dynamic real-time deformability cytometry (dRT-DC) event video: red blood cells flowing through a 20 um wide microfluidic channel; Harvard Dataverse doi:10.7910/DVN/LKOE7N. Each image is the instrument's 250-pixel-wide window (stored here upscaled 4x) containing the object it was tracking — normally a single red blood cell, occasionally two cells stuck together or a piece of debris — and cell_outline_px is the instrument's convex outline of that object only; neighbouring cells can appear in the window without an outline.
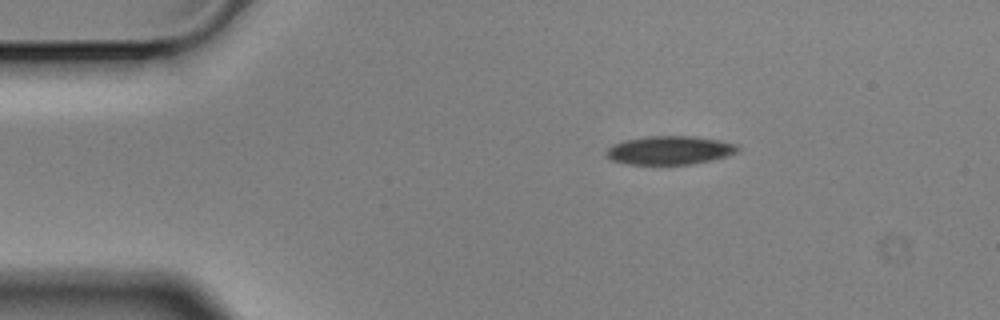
{"species": "Egyptian fruit bat (a non-hibernating species)", "species_latin": "Rousettus aegyptiacus", "temperature_condition": "cold", "stored_images_in_passage": 6, "camera_frame_rate_fps": 3000, "um_per_image_px": 0.085, "animal": {"sex": "male"}, "frame": {"image": 1, "passage_image": 1, "time_ms": 0.0, "image_size_px": [1000, 320], "cell_outline_px": [[740, 148], [736, 152], [728, 156], [712, 160], [692, 164], [628, 164], [612, 160], [604, 156], [604, 152], [612, 144], [624, 140], [648, 136], [692, 136], [720, 140], [736, 144]], "centroid_in_image_um": [56.9, 12.77], "position_along_channel_um": 28.1, "area_um2": 22.02}}
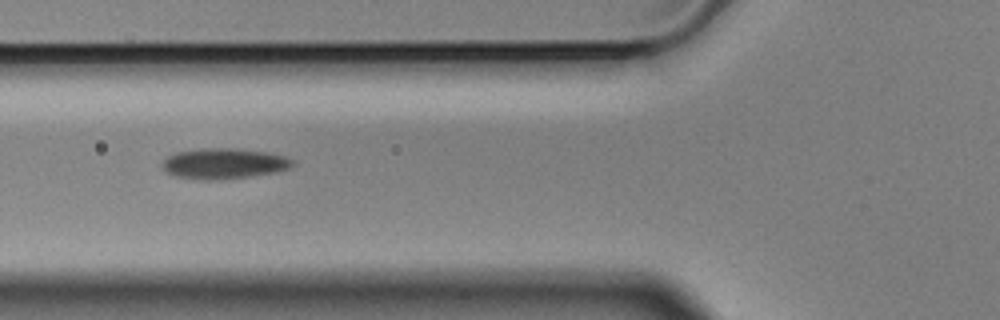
{"frame": {"image": 2, "passage_image": 4, "time_ms": 1.0, "image_size_px": [1000, 320], "cell_outline_px": [[296, 160], [288, 168], [272, 172], [248, 176], [208, 180], [204, 180], [176, 176], [168, 172], [164, 168], [164, 160], [168, 156], [176, 152], [200, 148], [232, 148], [268, 152], [284, 156]], "centroid_in_image_um": [19.03, 13.88], "position_along_channel_um": 106.8, "area_um2": 22.72}}
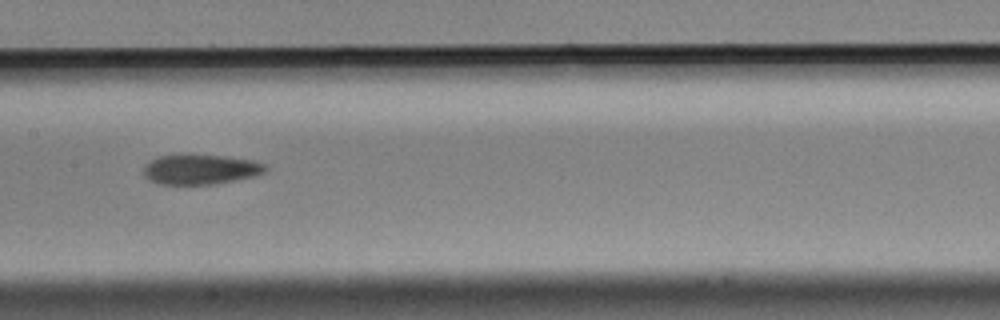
{"frame": {"image": 3, "passage_image": 6, "time_ms": 1.667, "image_size_px": [1000, 320], "cell_outline_px": [[268, 168], [264, 172], [252, 176], [216, 184], [156, 184], [148, 180], [144, 176], [144, 164], [148, 160], [156, 156], [180, 152], [224, 156], [252, 160], [264, 164]], "centroid_in_image_um": [16.93, 14.36], "position_along_channel_um": 190.5, "area_um2": 21.96}}